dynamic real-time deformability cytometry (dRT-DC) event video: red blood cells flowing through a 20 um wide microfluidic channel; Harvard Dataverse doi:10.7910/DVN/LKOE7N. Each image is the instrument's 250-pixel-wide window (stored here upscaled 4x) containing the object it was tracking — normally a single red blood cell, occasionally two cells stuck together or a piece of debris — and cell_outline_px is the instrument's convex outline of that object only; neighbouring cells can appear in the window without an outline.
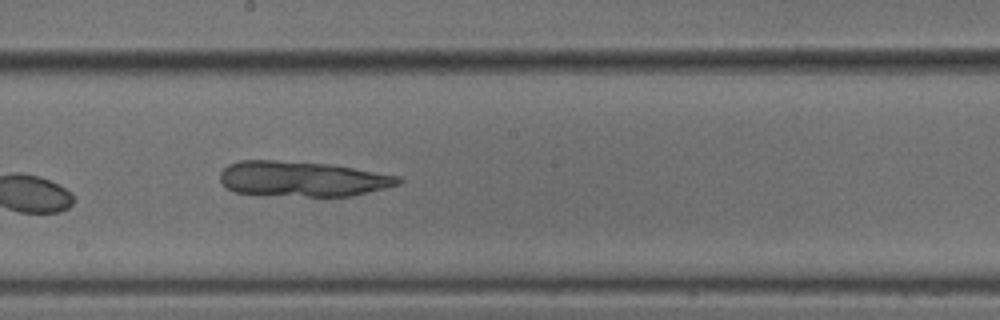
{"species": "common noctule bat (a hibernating species)", "species_latin": "Nyctalus noctula", "temperature_condition": "cold", "stored_images_in_passage": 7, "camera_frame_rate_fps": 3000, "um_per_image_px": 0.085, "animal": {"sex": "male", "body_mass_g": 18.8}, "frame": {"image": 1, "passage_image": 7, "time_ms": 2.0, "image_size_px": [1000, 320], "cell_outline_px": [[404, 180], [400, 184], [352, 196], [308, 196], [232, 192], [220, 180], [220, 172], [228, 164], [240, 160], [272, 160], [328, 164], [400, 176]], "centroid_in_image_um": [25.7, 15.2], "position_along_channel_um": 222.5, "area_um2": 36.24}}